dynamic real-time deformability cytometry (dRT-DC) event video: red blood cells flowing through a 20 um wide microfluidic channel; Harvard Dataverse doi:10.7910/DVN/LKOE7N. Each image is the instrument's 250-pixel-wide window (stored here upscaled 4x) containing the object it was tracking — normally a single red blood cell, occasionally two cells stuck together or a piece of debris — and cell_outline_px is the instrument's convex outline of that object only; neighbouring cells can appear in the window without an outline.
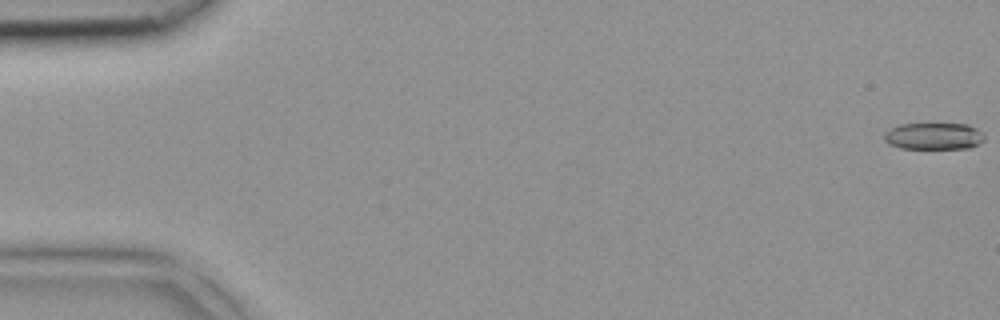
{"species": "common noctule bat (a hibernating species)", "species_latin": "Nyctalus noctula", "temperature_condition": "room temperature", "stored_images_in_passage": 6, "segment_of_instrument_passage": [1, 2], "camera_frame_rate_fps": 3000, "um_per_image_px": 0.085, "animal": {"sex": "female", "body_mass_g": 18.4}, "frame": {"image": 1, "passage_image": 1, "time_ms": 0.0, "image_size_px": [1000, 320], "cell_outline_px": [[984, 140], [980, 144], [972, 148], [900, 148], [888, 144], [884, 140], [884, 132], [900, 124], [968, 124], [976, 128], [984, 136]], "centroid_in_image_um": [79.37, 11.58], "position_along_channel_um": 5.6, "area_um2": 15.66}}
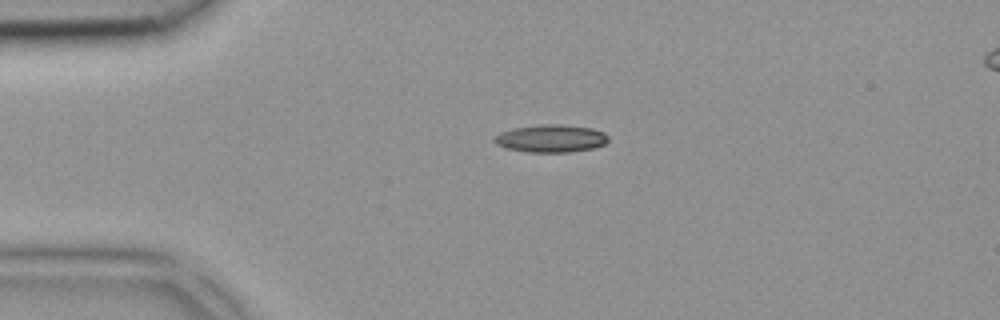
{"frame": {"image": 2, "passage_image": 4, "time_ms": 1.0, "image_size_px": [1000, 320], "cell_outline_px": [[608, 140], [604, 144], [592, 148], [568, 152], [528, 152], [504, 148], [496, 144], [492, 140], [500, 132], [512, 128], [540, 124], [564, 124], [592, 128], [604, 132], [608, 136]], "centroid_in_image_um": [46.8, 11.76], "position_along_channel_um": 38.2, "area_um2": 18.5}}